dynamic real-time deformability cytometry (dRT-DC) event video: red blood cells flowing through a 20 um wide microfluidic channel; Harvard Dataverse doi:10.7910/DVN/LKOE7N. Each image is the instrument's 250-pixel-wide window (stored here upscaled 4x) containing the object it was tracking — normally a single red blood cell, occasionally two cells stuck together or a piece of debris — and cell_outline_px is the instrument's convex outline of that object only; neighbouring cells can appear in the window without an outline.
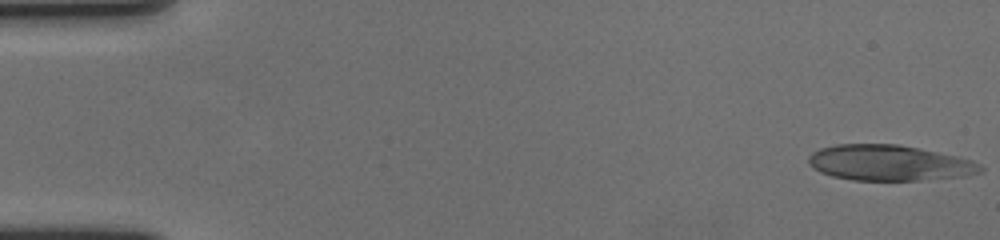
{"species": "human", "species_latin": "Homo sapiens", "temperature_condition": "cold", "stored_images_in_passage": 57, "camera_frame_rate_fps": 3000, "um_per_image_px": 0.085, "donor": {"sex": "female"}, "frame": {"image": 1, "passage_image": 1, "time_ms": 0.0, "image_size_px": [1000, 240], "cell_outline_px": [[984, 172], [968, 176], [920, 180], [852, 180], [832, 176], [820, 172], [808, 164], [808, 156], [812, 152], [820, 148], [836, 144], [900, 144], [956, 156], [972, 160], [980, 164], [984, 168]], "centroid_in_image_um": [75.6, 13.84], "position_along_channel_um": 9.4, "area_um2": 35.95}}
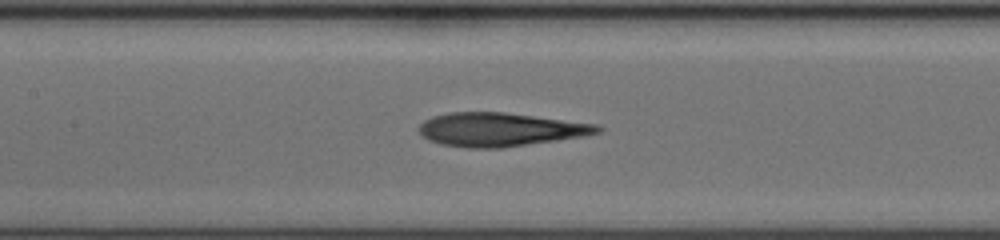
{"frame": {"image": 2, "passage_image": 27, "time_ms": 8.667, "image_size_px": [1000, 240], "cell_outline_px": [[604, 128], [600, 132], [584, 136], [500, 148], [468, 148], [440, 144], [428, 140], [420, 136], [420, 124], [424, 120], [432, 116], [448, 112], [504, 112], [596, 124]], "centroid_in_image_um": [42.47, 11.01], "position_along_channel_um": 164.9, "area_um2": 34.91}}
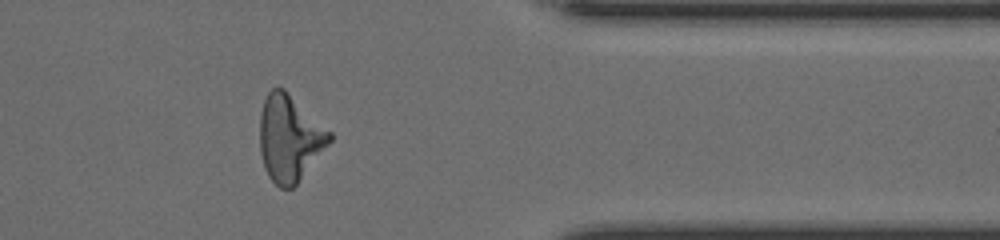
{"frame": {"image": 3, "passage_image": 47, "time_ms": 15.333, "image_size_px": [1000, 240], "cell_outline_px": [[332, 140], [296, 184], [292, 188], [280, 188], [268, 176], [264, 168], [260, 152], [260, 112], [264, 100], [268, 92], [272, 88], [284, 88], [332, 132]], "centroid_in_image_um": [24.61, 11.73], "position_along_channel_um": 386.8, "area_um2": 34.97}, "authors_computed_cell_mechanics": {"area_um2": 35.3158, "velocity_mm_per_s": 3.5685, "shape_relaxation_time_tau1_ms": 6.1553, "shape_relaxation_time_tau2_ms": 3.2606, "deformation_change_tau1": 0.209, "deformation_change_tau2": 0.1473}}